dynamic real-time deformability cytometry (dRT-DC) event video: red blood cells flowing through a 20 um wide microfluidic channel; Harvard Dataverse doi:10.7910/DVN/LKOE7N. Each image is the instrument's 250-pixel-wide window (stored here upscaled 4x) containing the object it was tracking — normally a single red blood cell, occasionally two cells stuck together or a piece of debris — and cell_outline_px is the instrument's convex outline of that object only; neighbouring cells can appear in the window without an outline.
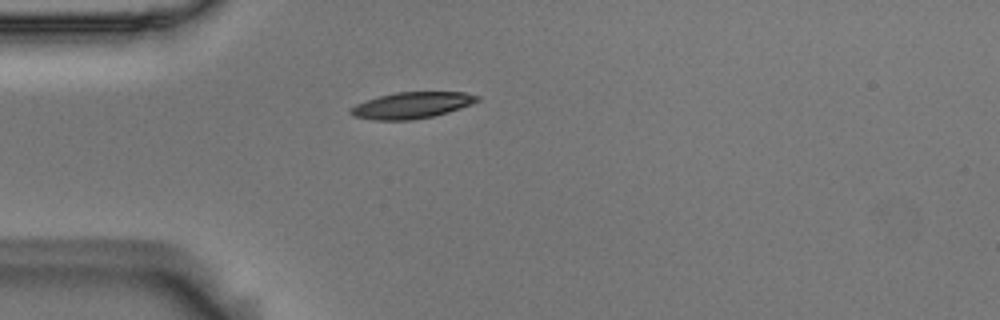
{"species": "Egyptian fruit bat (a non-hibernating species)", "species_latin": "Rousettus aegyptiacus", "temperature_condition": "room temperature", "stored_images_in_passage": 2, "camera_frame_rate_fps": 3000, "um_per_image_px": 0.085, "animal": {"sex": "male"}, "frame": {"image": 1, "passage_image": 1, "time_ms": 0.0, "image_size_px": [1000, 320], "cell_outline_px": [[480, 100], [460, 108], [448, 112], [432, 116], [412, 120], [372, 120], [352, 116], [348, 112], [356, 104], [380, 96], [396, 92], [464, 92], [480, 96]], "centroid_in_image_um": [34.99, 8.95], "position_along_channel_um": 50.0, "area_um2": 19.31}}